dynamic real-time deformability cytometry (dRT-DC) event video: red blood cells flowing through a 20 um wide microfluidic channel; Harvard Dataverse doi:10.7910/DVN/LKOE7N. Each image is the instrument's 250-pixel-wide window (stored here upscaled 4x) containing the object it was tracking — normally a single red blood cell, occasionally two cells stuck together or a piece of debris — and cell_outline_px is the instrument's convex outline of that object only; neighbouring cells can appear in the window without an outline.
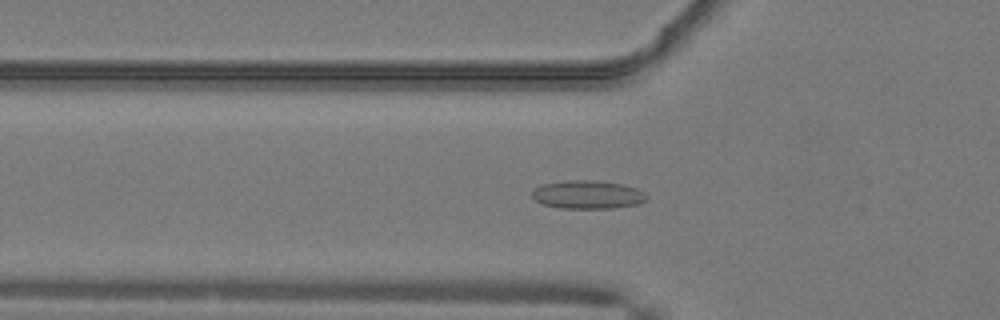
{"species": "common noctule bat (a hibernating species)", "species_latin": "Nyctalus noctula", "temperature_condition": "warm", "stored_images_in_passage": 51, "camera_frame_rate_fps": 3000, "um_per_image_px": 0.085, "animal": {"sex": "male", "body_mass_g": 19.2, "forearm_length_mm": 51.8}, "frame": {"image": 1, "passage_image": 18, "time_ms": 5.667, "image_size_px": [1000, 320], "cell_outline_px": [[648, 200], [640, 204], [612, 208], [560, 208], [544, 204], [536, 200], [532, 196], [532, 192], [540, 184], [564, 180], [592, 180], [624, 184], [636, 188], [644, 192], [648, 196]], "centroid_in_image_um": [49.99, 16.54], "position_along_channel_um": 75.8, "area_um2": 19.07}}
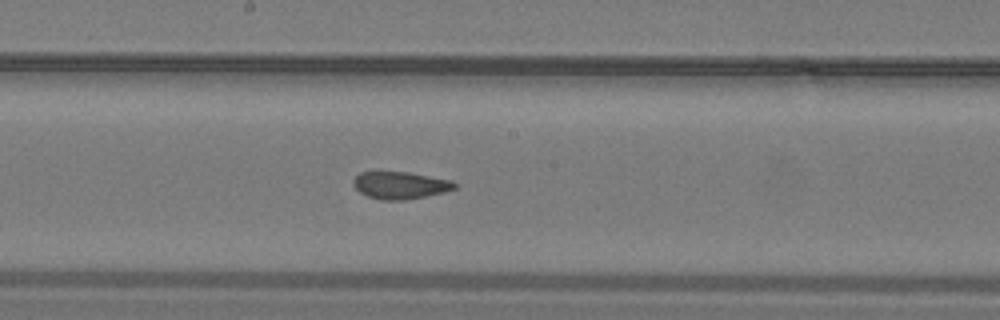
{"frame": {"image": 2, "passage_image": 28, "time_ms": 9.0, "image_size_px": [1000, 320], "cell_outline_px": [[456, 188], [444, 192], [404, 200], [380, 200], [368, 196], [360, 192], [352, 184], [352, 180], [360, 172], [408, 172], [452, 180], [456, 184]], "centroid_in_image_um": [34.0, 15.74], "position_along_channel_um": 214.2, "area_um2": 16.01}}
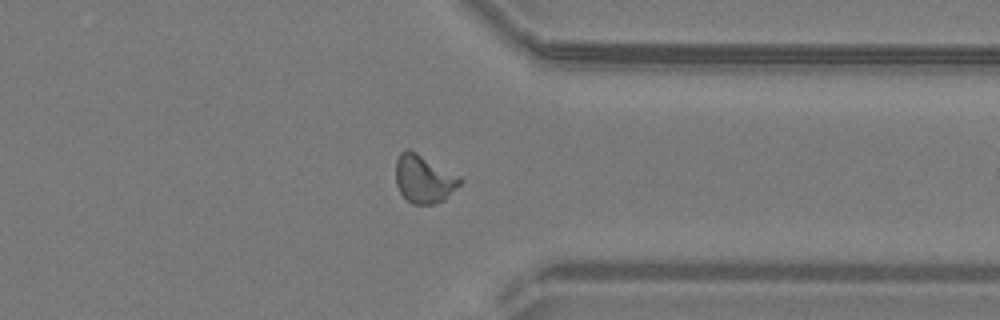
{"frame": {"image": 3, "passage_image": 40, "time_ms": 13.0, "image_size_px": [1000, 320], "cell_outline_px": [[464, 180], [444, 200], [432, 204], [412, 204], [400, 192], [396, 184], [396, 160], [400, 152], [404, 148], [408, 148], [416, 152], [460, 176]], "centroid_in_image_um": [36.02, 15.19], "position_along_channel_um": 375.4, "area_um2": 17.98}, "authors_computed_cell_mechanics": {"area_um2": 16.9932, "velocity_mm_per_s": 4.1113, "shape_relaxation_time_tau1_ms": null, "shape_relaxation_time_tau2_ms": 1.2327, "deformation_change_tau1": null, "deformation_change_tau2": 0.0803}}